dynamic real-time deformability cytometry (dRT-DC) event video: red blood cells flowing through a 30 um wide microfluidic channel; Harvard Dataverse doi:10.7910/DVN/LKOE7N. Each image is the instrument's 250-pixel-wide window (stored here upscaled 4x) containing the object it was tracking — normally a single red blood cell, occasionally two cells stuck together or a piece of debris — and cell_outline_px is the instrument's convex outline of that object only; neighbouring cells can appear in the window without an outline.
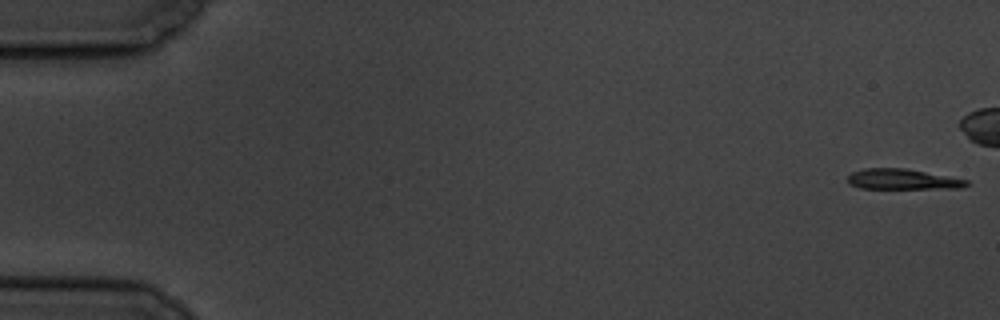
{"species": "common noctule bat (a hibernating species)", "species_latin": "Nyctalus noctula", "temperature_condition": "cold", "stored_images_in_passage": 4, "camera_frame_rate_fps": 3000, "um_per_image_px": 0.085, "animal": {"sex": "male", "body_mass_g": 19.5, "forearm_length_mm": 54.6}, "frame": {"image": 1, "passage_image": 1, "time_ms": 0.0, "image_size_px": [1000, 320], "cell_outline_px": [[968, 184], [960, 188], [860, 188], [848, 184], [848, 176], [852, 172], [864, 168], [904, 168], [968, 180]], "centroid_in_image_um": [76.66, 15.23], "position_along_channel_um": 8.3, "area_um2": 13.93}}